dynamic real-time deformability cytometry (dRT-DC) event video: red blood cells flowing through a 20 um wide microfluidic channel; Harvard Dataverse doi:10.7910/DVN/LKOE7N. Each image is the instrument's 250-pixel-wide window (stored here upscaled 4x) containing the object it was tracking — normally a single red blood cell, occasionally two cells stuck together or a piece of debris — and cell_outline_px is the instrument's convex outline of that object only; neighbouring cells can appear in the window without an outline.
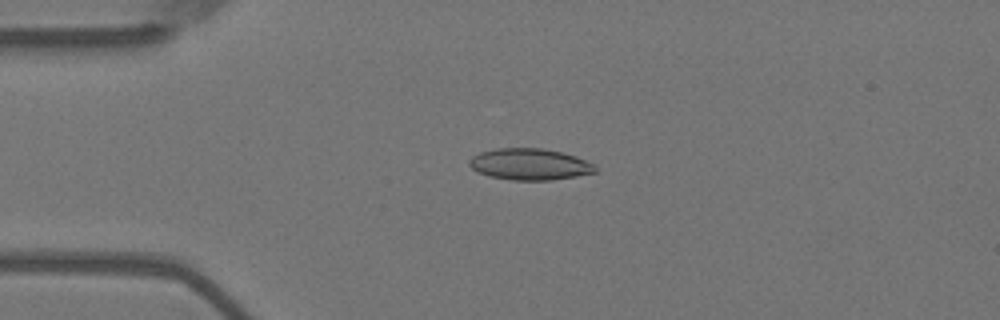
{"species": "Egyptian fruit bat (a non-hibernating species)", "species_latin": "Rousettus aegyptiacus", "temperature_condition": "warm", "stored_images_in_passage": 55, "camera_frame_rate_fps": 3000, "um_per_image_px": 0.085, "animal": {"sex": "female"}, "frame": {"image": 1, "passage_image": 13, "time_ms": 4.0, "image_size_px": [1000, 320], "cell_outline_px": [[596, 172], [576, 176], [552, 180], [512, 180], [488, 176], [476, 172], [468, 164], [468, 160], [472, 156], [480, 152], [496, 148], [544, 148], [576, 156], [596, 164]], "centroid_in_image_um": [45.01, 13.96], "position_along_channel_um": 40.0, "area_um2": 23.29}}
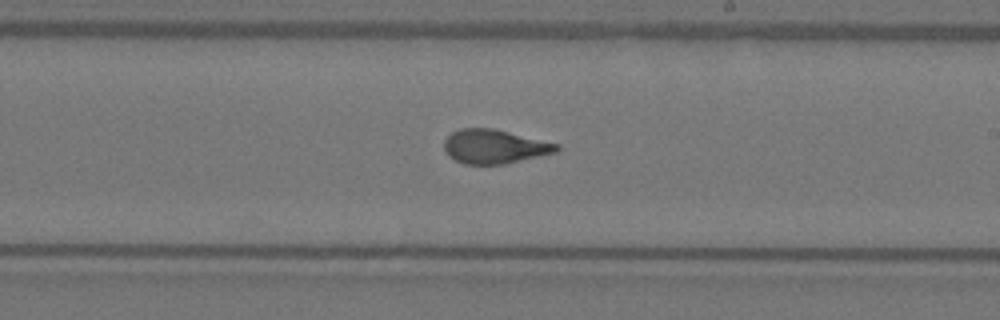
{"frame": {"image": 2, "passage_image": 32, "time_ms": 10.333, "image_size_px": [1000, 320], "cell_outline_px": [[560, 148], [556, 152], [504, 164], [464, 164], [448, 156], [444, 148], [444, 140], [452, 132], [460, 128], [492, 128], [560, 144]], "centroid_in_image_um": [42.01, 12.45], "position_along_channel_um": 247.0, "area_um2": 22.2}}
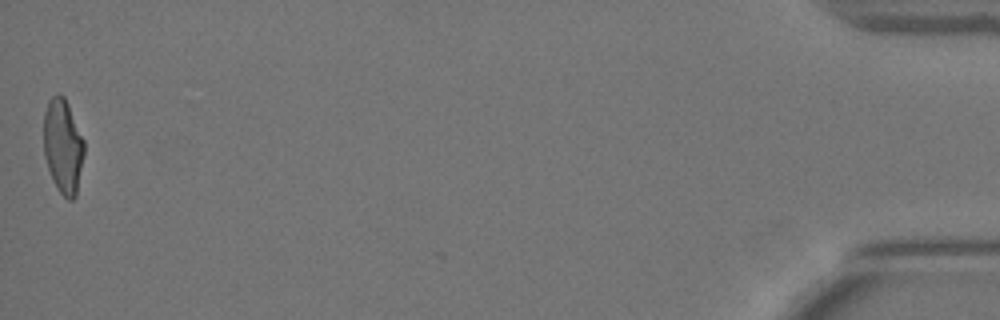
{"frame": {"image": 3, "passage_image": 55, "time_ms": 18.0, "image_size_px": [1000, 320], "cell_outline_px": [[84, 156], [76, 196], [72, 200], [68, 200], [60, 192], [48, 168], [44, 156], [44, 112], [48, 100], [52, 96], [60, 92], [64, 96], [68, 104], [84, 140]], "centroid_in_image_um": [5.36, 12.39], "position_along_channel_um": 429.8, "area_um2": 22.25}, "authors_computed_cell_mechanics": {"area_um2": 22.4264, "velocity_mm_per_s": 3.6708, "shape_relaxation_time_tau1_ms": 7.9336, "shape_relaxation_time_tau2_ms": 0.7919, "deformation_change_tau1": 0.2284, "deformation_change_tau2": 0.0767}}